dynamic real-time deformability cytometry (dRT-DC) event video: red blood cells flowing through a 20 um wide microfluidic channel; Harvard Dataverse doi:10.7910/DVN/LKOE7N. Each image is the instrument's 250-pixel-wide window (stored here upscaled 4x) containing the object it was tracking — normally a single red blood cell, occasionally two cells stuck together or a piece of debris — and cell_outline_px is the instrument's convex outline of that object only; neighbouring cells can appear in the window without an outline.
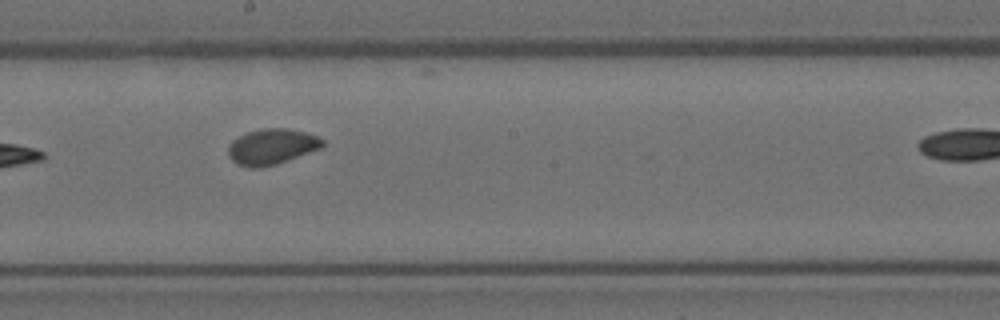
{"species": "Egyptian fruit bat (a non-hibernating species)", "species_latin": "Rousettus aegyptiacus", "temperature_condition": "room temperature", "stored_images_in_passage": 7, "segment_of_instrument_passage": [1, 2], "camera_frame_rate_fps": 3000, "um_per_image_px": 0.085, "animal": {"sex": "female"}, "frame": {"image": 1, "passage_image": 5, "time_ms": 1.333, "image_size_px": [1000, 320], "cell_outline_px": [[324, 144], [320, 148], [288, 160], [276, 164], [256, 168], [248, 168], [236, 164], [228, 156], [228, 144], [232, 140], [244, 132], [260, 128], [288, 128], [308, 132], [324, 140]], "centroid_in_image_um": [23.05, 12.45], "position_along_channel_um": 225.1, "area_um2": 19.88}}
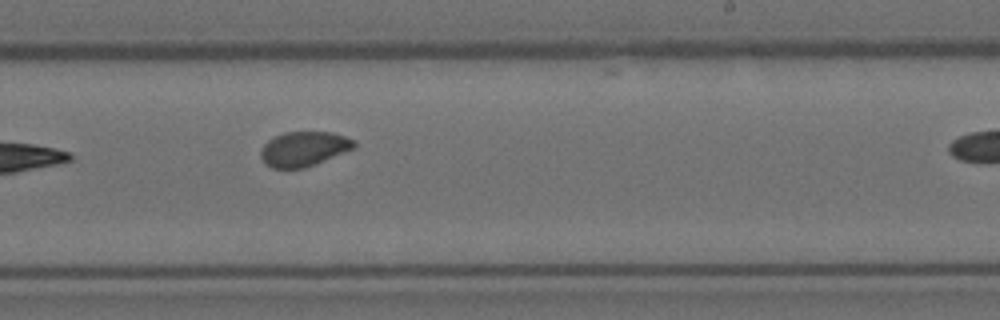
{"frame": {"image": 2, "passage_image": 6, "time_ms": 1.667, "image_size_px": [1000, 320], "cell_outline_px": [[356, 148], [304, 168], [272, 168], [264, 164], [260, 156], [260, 152], [264, 144], [268, 140], [284, 132], [332, 132], [356, 140]], "centroid_in_image_um": [25.83, 12.65], "position_along_channel_um": 263.2, "area_um2": 18.96}}